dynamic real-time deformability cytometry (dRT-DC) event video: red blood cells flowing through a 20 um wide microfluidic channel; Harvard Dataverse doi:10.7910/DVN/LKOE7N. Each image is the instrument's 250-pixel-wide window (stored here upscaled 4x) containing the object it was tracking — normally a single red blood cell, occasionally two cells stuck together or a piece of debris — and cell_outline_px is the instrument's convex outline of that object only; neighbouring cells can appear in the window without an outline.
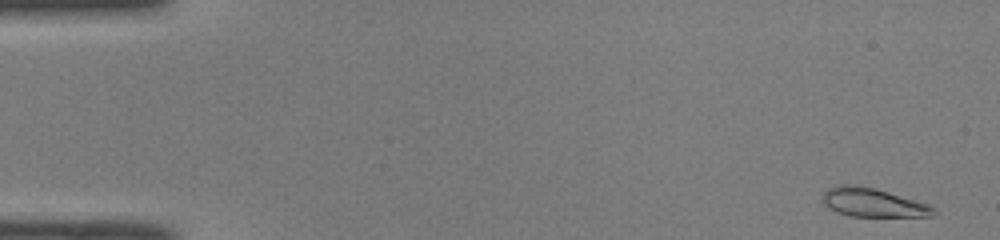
{"species": "common noctule bat (a hibernating species)", "species_latin": "Nyctalus noctula", "temperature_condition": "room temperature", "stored_images_in_passage": 49, "camera_frame_rate_fps": 3000, "um_per_image_px": 0.085, "animal": {"sex": "male", "body_mass_g": 19.0, "forearm_length_mm": 50.8}, "frame": {"image": 1, "passage_image": 1, "time_ms": 0.0, "image_size_px": [1000, 240], "cell_outline_px": [[936, 212], [932, 216], [848, 216], [836, 212], [824, 204], [824, 192], [828, 188], [840, 184], [852, 184], [876, 188], [928, 204], [936, 208]], "centroid_in_image_um": [74.2, 17.21], "position_along_channel_um": 10.8, "area_um2": 18.5}}
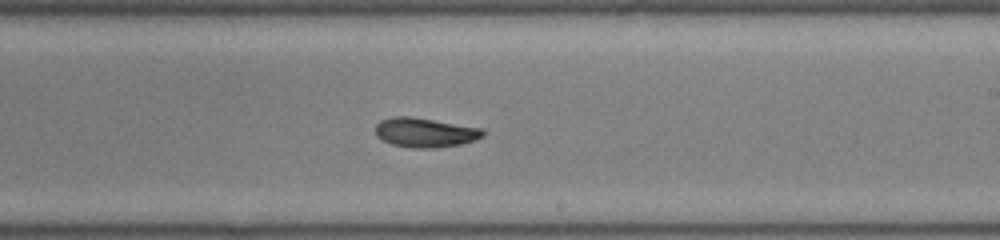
{"frame": {"image": 2, "passage_image": 29, "time_ms": 9.333, "image_size_px": [1000, 240], "cell_outline_px": [[484, 136], [460, 144], [432, 148], [412, 148], [392, 144], [380, 140], [376, 136], [376, 124], [380, 120], [392, 116], [408, 116], [484, 128]], "centroid_in_image_um": [36.09, 11.26], "position_along_channel_um": 252.9, "area_um2": 18.44}}
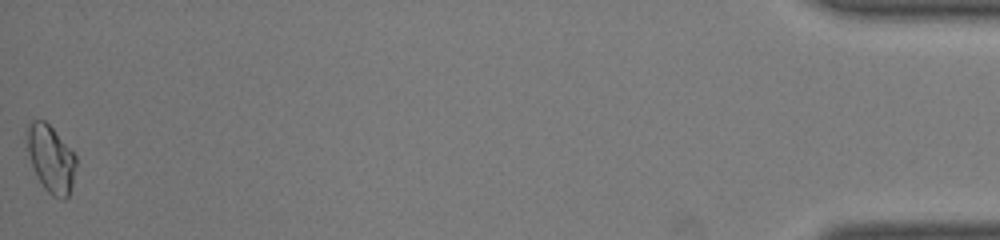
{"frame": {"image": 3, "passage_image": 49, "time_ms": 16.0, "image_size_px": [1000, 240], "cell_outline_px": [[76, 168], [72, 184], [68, 196], [64, 200], [52, 196], [44, 188], [32, 164], [28, 152], [28, 124], [32, 120], [44, 120], [52, 128], [76, 156]], "centroid_in_image_um": [4.35, 13.52], "position_along_channel_um": 430.9, "area_um2": 18.67}, "authors_computed_cell_mechanics": {"area_um2": 18.496, "velocity_mm_per_s": 4.083, "shape_relaxation_time_tau1_ms": 7.2633, "shape_relaxation_time_tau2_ms": 5.939, "deformation_change_tau1": 0.1935, "deformation_change_tau2": 0.1086}}